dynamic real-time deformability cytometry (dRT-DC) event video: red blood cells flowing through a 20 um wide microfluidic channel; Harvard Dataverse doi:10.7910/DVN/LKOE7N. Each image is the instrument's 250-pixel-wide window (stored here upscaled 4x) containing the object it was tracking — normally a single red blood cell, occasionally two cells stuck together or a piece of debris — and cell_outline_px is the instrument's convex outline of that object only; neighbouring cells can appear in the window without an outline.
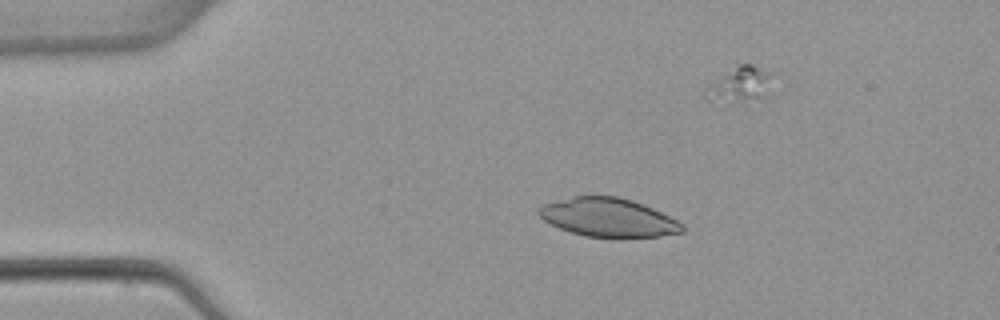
{"species": "common noctule bat (a hibernating species)", "species_latin": "Nyctalus noctula", "temperature_condition": "warm", "stored_images_in_passage": 6, "segment_of_instrument_passage": [1, 2], "camera_frame_rate_fps": 3000, "um_per_image_px": 0.085, "animal": {"sex": "female", "body_mass_g": 22.7, "forearm_length_mm": 54.2}, "frame": {"image": 1, "passage_image": 3, "time_ms": 2.333, "image_size_px": [1000, 320], "cell_outline_px": [[684, 232], [660, 236], [584, 236], [560, 228], [544, 220], [536, 212], [544, 204], [576, 196], [616, 196], [632, 200], [652, 208], [684, 224]], "centroid_in_image_um": [51.71, 18.48], "position_along_channel_um": 33.3, "area_um2": 31.56}}